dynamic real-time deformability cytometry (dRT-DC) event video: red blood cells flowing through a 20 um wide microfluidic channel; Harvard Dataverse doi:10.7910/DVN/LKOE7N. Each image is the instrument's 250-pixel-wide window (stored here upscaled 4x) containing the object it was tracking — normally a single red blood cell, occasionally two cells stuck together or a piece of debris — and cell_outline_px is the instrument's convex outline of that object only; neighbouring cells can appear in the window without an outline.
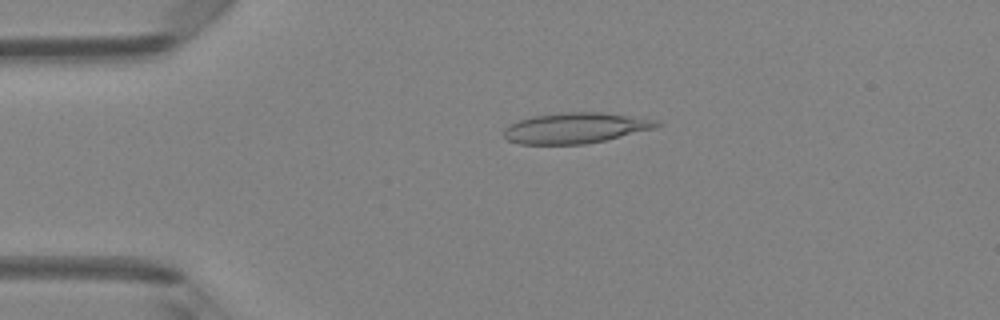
{"species": "Egyptian fruit bat (a non-hibernating species)", "species_latin": "Rousettus aegyptiacus", "temperature_condition": "room temperature", "stored_images_in_passage": 47, "camera_frame_rate_fps": 3000, "um_per_image_px": 0.085, "animal": {"sex": "female"}, "frame": {"image": 1, "passage_image": 10, "time_ms": 3.0, "image_size_px": [1000, 320], "cell_outline_px": [[664, 124], [656, 128], [604, 140], [584, 144], [520, 144], [508, 140], [504, 136], [504, 128], [520, 120], [532, 116], [564, 112], [604, 112], [660, 120]], "centroid_in_image_um": [48.97, 10.87], "position_along_channel_um": 36.0, "area_um2": 27.28}}
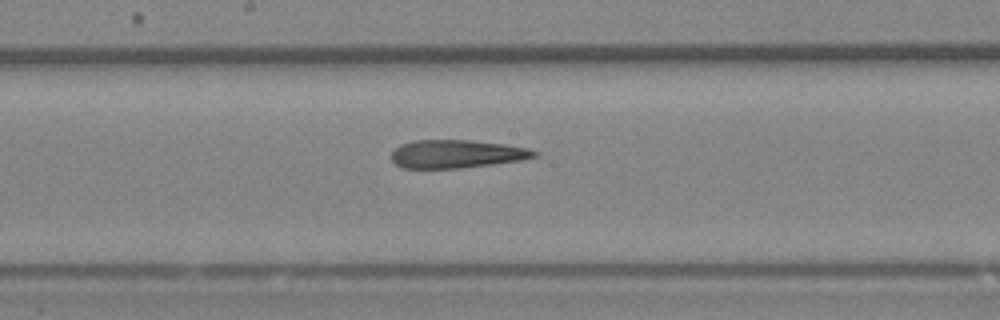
{"frame": {"image": 2, "passage_image": 25, "time_ms": 8.0, "image_size_px": [1000, 320], "cell_outline_px": [[540, 156], [520, 160], [492, 164], [460, 168], [404, 168], [396, 164], [392, 160], [392, 152], [400, 144], [412, 140], [472, 140], [504, 144], [528, 148], [540, 152]], "centroid_in_image_um": [38.84, 13.08], "position_along_channel_um": 209.4, "area_um2": 23.52}}
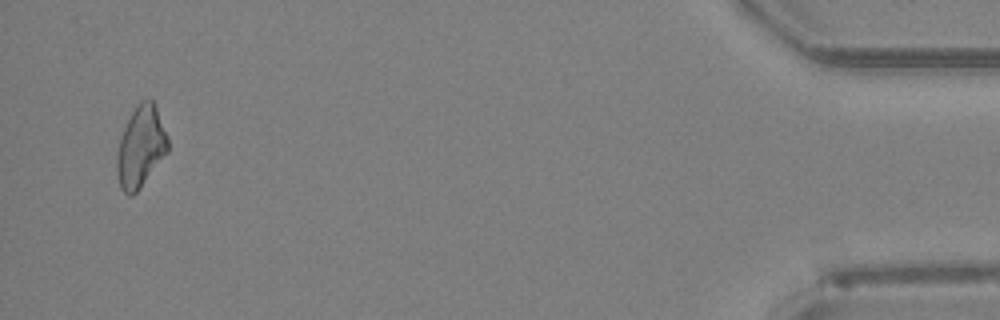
{"frame": {"image": 3, "passage_image": 46, "time_ms": 15.0, "image_size_px": [1000, 320], "cell_outline_px": [[168, 152], [140, 188], [132, 196], [128, 196], [120, 188], [116, 172], [116, 156], [120, 136], [132, 112], [140, 100], [152, 100], [156, 108], [168, 140]], "centroid_in_image_um": [11.93, 12.53], "position_along_channel_um": 423.3, "area_um2": 23.93}, "authors_computed_cell_mechanics": {"area_um2": 24.4494, "velocity_mm_per_s": 4.2201, "shape_relaxation_time_tau1_ms": null, "shape_relaxation_time_tau2_ms": 2.5077, "deformation_change_tau1": null, "deformation_change_tau2": 0.1344}}